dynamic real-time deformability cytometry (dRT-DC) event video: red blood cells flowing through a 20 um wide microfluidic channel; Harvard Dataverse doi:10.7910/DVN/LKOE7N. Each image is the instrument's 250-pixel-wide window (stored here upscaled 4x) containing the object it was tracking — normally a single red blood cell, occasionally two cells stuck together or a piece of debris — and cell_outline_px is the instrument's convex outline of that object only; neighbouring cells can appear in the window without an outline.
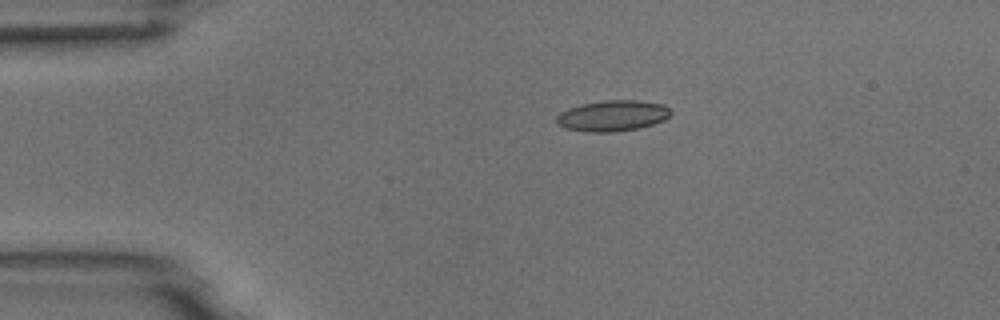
{"species": "common noctule bat (a hibernating species)", "species_latin": "Nyctalus noctula", "temperature_condition": "room temperature", "stored_images_in_passage": 5, "camera_frame_rate_fps": 3000, "um_per_image_px": 0.085, "animal": {"sex": "male", "body_mass_g": 18.8}, "frame": {"image": 1, "passage_image": 3, "time_ms": 3.333, "image_size_px": [1000, 320], "cell_outline_px": [[672, 112], [664, 120], [640, 128], [612, 132], [584, 132], [568, 128], [556, 124], [556, 116], [560, 112], [568, 108], [580, 104], [604, 100], [636, 100], [664, 104]], "centroid_in_image_um": [52.04, 9.83], "position_along_channel_um": 33.0, "area_um2": 20.63}}
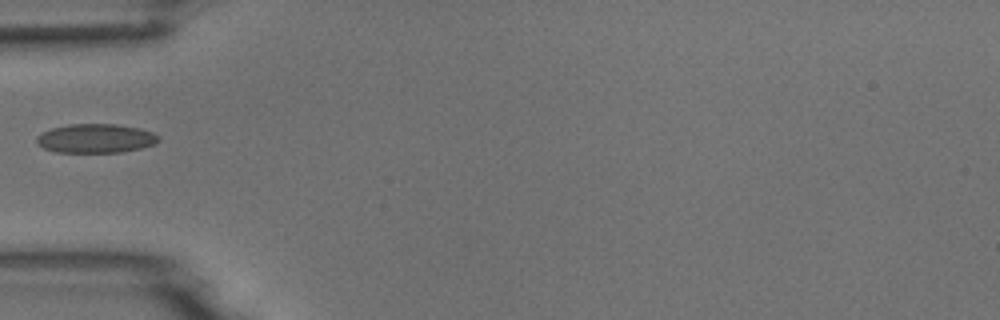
{"frame": {"image": 2, "passage_image": 5, "time_ms": 5.667, "image_size_px": [1000, 320], "cell_outline_px": [[160, 140], [156, 144], [140, 148], [120, 152], [56, 152], [44, 148], [36, 140], [36, 136], [52, 128], [68, 124], [116, 124], [140, 128], [152, 132], [160, 136]], "centroid_in_image_um": [8.18, 11.76], "position_along_channel_um": 76.8, "area_um2": 20.58}}